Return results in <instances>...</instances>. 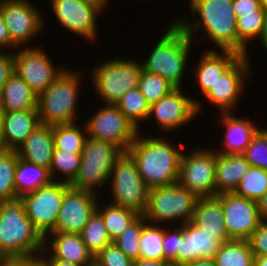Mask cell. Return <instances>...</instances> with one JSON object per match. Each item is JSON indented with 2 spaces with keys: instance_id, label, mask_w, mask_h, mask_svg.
<instances>
[{
  "instance_id": "f907efd6",
  "label": "cell",
  "mask_w": 267,
  "mask_h": 266,
  "mask_svg": "<svg viewBox=\"0 0 267 266\" xmlns=\"http://www.w3.org/2000/svg\"><path fill=\"white\" fill-rule=\"evenodd\" d=\"M167 261H159L152 259H137L133 261V266H168Z\"/></svg>"
},
{
  "instance_id": "6da1fadb",
  "label": "cell",
  "mask_w": 267,
  "mask_h": 266,
  "mask_svg": "<svg viewBox=\"0 0 267 266\" xmlns=\"http://www.w3.org/2000/svg\"><path fill=\"white\" fill-rule=\"evenodd\" d=\"M192 18L198 15L193 23L185 18L175 19L187 36L194 40L197 31L204 30V40L209 39L221 51L238 52L237 17L233 9V0H190Z\"/></svg>"
},
{
  "instance_id": "7dc6e473",
  "label": "cell",
  "mask_w": 267,
  "mask_h": 266,
  "mask_svg": "<svg viewBox=\"0 0 267 266\" xmlns=\"http://www.w3.org/2000/svg\"><path fill=\"white\" fill-rule=\"evenodd\" d=\"M262 5V0H233V9L237 18L242 14L254 13Z\"/></svg>"
},
{
  "instance_id": "94428289",
  "label": "cell",
  "mask_w": 267,
  "mask_h": 266,
  "mask_svg": "<svg viewBox=\"0 0 267 266\" xmlns=\"http://www.w3.org/2000/svg\"><path fill=\"white\" fill-rule=\"evenodd\" d=\"M262 4L267 8V0H262Z\"/></svg>"
},
{
  "instance_id": "8d00e7d4",
  "label": "cell",
  "mask_w": 267,
  "mask_h": 266,
  "mask_svg": "<svg viewBox=\"0 0 267 266\" xmlns=\"http://www.w3.org/2000/svg\"><path fill=\"white\" fill-rule=\"evenodd\" d=\"M81 154L82 153H70L60 149H54L50 166V174L53 181L60 182V180L57 178L55 179V177H57V174H62L63 177H65L62 179V182L71 184L78 174Z\"/></svg>"
},
{
  "instance_id": "ee69618b",
  "label": "cell",
  "mask_w": 267,
  "mask_h": 266,
  "mask_svg": "<svg viewBox=\"0 0 267 266\" xmlns=\"http://www.w3.org/2000/svg\"><path fill=\"white\" fill-rule=\"evenodd\" d=\"M170 229L169 226L163 229V250L164 261L169 264L176 265V252L179 241L182 237V225L178 223V228ZM171 230V231H170Z\"/></svg>"
},
{
  "instance_id": "f1b7e54d",
  "label": "cell",
  "mask_w": 267,
  "mask_h": 266,
  "mask_svg": "<svg viewBox=\"0 0 267 266\" xmlns=\"http://www.w3.org/2000/svg\"><path fill=\"white\" fill-rule=\"evenodd\" d=\"M5 112L37 109V95L15 72L2 91Z\"/></svg>"
},
{
  "instance_id": "d6a6232c",
  "label": "cell",
  "mask_w": 267,
  "mask_h": 266,
  "mask_svg": "<svg viewBox=\"0 0 267 266\" xmlns=\"http://www.w3.org/2000/svg\"><path fill=\"white\" fill-rule=\"evenodd\" d=\"M53 138L54 149L70 153H82L87 139V130L85 124H83L82 128L76 123L54 125Z\"/></svg>"
},
{
  "instance_id": "e0dca14e",
  "label": "cell",
  "mask_w": 267,
  "mask_h": 266,
  "mask_svg": "<svg viewBox=\"0 0 267 266\" xmlns=\"http://www.w3.org/2000/svg\"><path fill=\"white\" fill-rule=\"evenodd\" d=\"M249 59V56H241L203 95L217 108L218 114L233 113L231 110L236 107L240 96L243 95L245 81L250 80L253 74L250 66L252 62Z\"/></svg>"
},
{
  "instance_id": "b9f144b4",
  "label": "cell",
  "mask_w": 267,
  "mask_h": 266,
  "mask_svg": "<svg viewBox=\"0 0 267 266\" xmlns=\"http://www.w3.org/2000/svg\"><path fill=\"white\" fill-rule=\"evenodd\" d=\"M243 155L251 167L261 168L267 172V128L264 127L256 133Z\"/></svg>"
},
{
  "instance_id": "5bb4252c",
  "label": "cell",
  "mask_w": 267,
  "mask_h": 266,
  "mask_svg": "<svg viewBox=\"0 0 267 266\" xmlns=\"http://www.w3.org/2000/svg\"><path fill=\"white\" fill-rule=\"evenodd\" d=\"M0 13L18 48L41 35L45 27L43 14L31 0H0Z\"/></svg>"
},
{
  "instance_id": "db71d44e",
  "label": "cell",
  "mask_w": 267,
  "mask_h": 266,
  "mask_svg": "<svg viewBox=\"0 0 267 266\" xmlns=\"http://www.w3.org/2000/svg\"><path fill=\"white\" fill-rule=\"evenodd\" d=\"M0 266H25V259H0Z\"/></svg>"
},
{
  "instance_id": "ba28073f",
  "label": "cell",
  "mask_w": 267,
  "mask_h": 266,
  "mask_svg": "<svg viewBox=\"0 0 267 266\" xmlns=\"http://www.w3.org/2000/svg\"><path fill=\"white\" fill-rule=\"evenodd\" d=\"M142 63L114 57L93 68L92 86L104 104H116L129 90L138 87Z\"/></svg>"
},
{
  "instance_id": "7a4b0ae2",
  "label": "cell",
  "mask_w": 267,
  "mask_h": 266,
  "mask_svg": "<svg viewBox=\"0 0 267 266\" xmlns=\"http://www.w3.org/2000/svg\"><path fill=\"white\" fill-rule=\"evenodd\" d=\"M149 136L138 133L127 150L135 160L142 180L149 189L178 183L183 151L164 136Z\"/></svg>"
},
{
  "instance_id": "f35d334b",
  "label": "cell",
  "mask_w": 267,
  "mask_h": 266,
  "mask_svg": "<svg viewBox=\"0 0 267 266\" xmlns=\"http://www.w3.org/2000/svg\"><path fill=\"white\" fill-rule=\"evenodd\" d=\"M18 157L17 151L0 152V202L17 198L14 176Z\"/></svg>"
},
{
  "instance_id": "836d02e7",
  "label": "cell",
  "mask_w": 267,
  "mask_h": 266,
  "mask_svg": "<svg viewBox=\"0 0 267 266\" xmlns=\"http://www.w3.org/2000/svg\"><path fill=\"white\" fill-rule=\"evenodd\" d=\"M87 250L95 257L112 243L101 215L95 211L80 233Z\"/></svg>"
},
{
  "instance_id": "c3c4849f",
  "label": "cell",
  "mask_w": 267,
  "mask_h": 266,
  "mask_svg": "<svg viewBox=\"0 0 267 266\" xmlns=\"http://www.w3.org/2000/svg\"><path fill=\"white\" fill-rule=\"evenodd\" d=\"M18 47L11 41L9 30L0 13V51L16 50ZM9 49V50H8Z\"/></svg>"
},
{
  "instance_id": "bcb514c9",
  "label": "cell",
  "mask_w": 267,
  "mask_h": 266,
  "mask_svg": "<svg viewBox=\"0 0 267 266\" xmlns=\"http://www.w3.org/2000/svg\"><path fill=\"white\" fill-rule=\"evenodd\" d=\"M15 71L14 51H0V93Z\"/></svg>"
},
{
  "instance_id": "484cf974",
  "label": "cell",
  "mask_w": 267,
  "mask_h": 266,
  "mask_svg": "<svg viewBox=\"0 0 267 266\" xmlns=\"http://www.w3.org/2000/svg\"><path fill=\"white\" fill-rule=\"evenodd\" d=\"M251 167L243 154H220L216 152V196L233 193L244 173Z\"/></svg>"
},
{
  "instance_id": "52a82bcc",
  "label": "cell",
  "mask_w": 267,
  "mask_h": 266,
  "mask_svg": "<svg viewBox=\"0 0 267 266\" xmlns=\"http://www.w3.org/2000/svg\"><path fill=\"white\" fill-rule=\"evenodd\" d=\"M199 198L179 183L149 189L148 205L143 216L147 222L159 224L192 221Z\"/></svg>"
},
{
  "instance_id": "680465c9",
  "label": "cell",
  "mask_w": 267,
  "mask_h": 266,
  "mask_svg": "<svg viewBox=\"0 0 267 266\" xmlns=\"http://www.w3.org/2000/svg\"><path fill=\"white\" fill-rule=\"evenodd\" d=\"M6 150L3 140V129H2V119L0 117V152Z\"/></svg>"
},
{
  "instance_id": "44dd1931",
  "label": "cell",
  "mask_w": 267,
  "mask_h": 266,
  "mask_svg": "<svg viewBox=\"0 0 267 266\" xmlns=\"http://www.w3.org/2000/svg\"><path fill=\"white\" fill-rule=\"evenodd\" d=\"M40 259L63 260L83 266L94 265V257L87 250L79 233H49L44 237Z\"/></svg>"
},
{
  "instance_id": "5b68a950",
  "label": "cell",
  "mask_w": 267,
  "mask_h": 266,
  "mask_svg": "<svg viewBox=\"0 0 267 266\" xmlns=\"http://www.w3.org/2000/svg\"><path fill=\"white\" fill-rule=\"evenodd\" d=\"M79 71L65 69L41 94L37 96V111L44 125L76 123L78 94L82 86Z\"/></svg>"
},
{
  "instance_id": "ac0fdd59",
  "label": "cell",
  "mask_w": 267,
  "mask_h": 266,
  "mask_svg": "<svg viewBox=\"0 0 267 266\" xmlns=\"http://www.w3.org/2000/svg\"><path fill=\"white\" fill-rule=\"evenodd\" d=\"M222 204L226 233L230 240H248L262 222L257 202L233 193L216 196Z\"/></svg>"
},
{
  "instance_id": "ffe728a7",
  "label": "cell",
  "mask_w": 267,
  "mask_h": 266,
  "mask_svg": "<svg viewBox=\"0 0 267 266\" xmlns=\"http://www.w3.org/2000/svg\"><path fill=\"white\" fill-rule=\"evenodd\" d=\"M227 234L204 233L192 221L182 224V237L176 252V265L184 266L198 259L214 258Z\"/></svg>"
},
{
  "instance_id": "603a6c76",
  "label": "cell",
  "mask_w": 267,
  "mask_h": 266,
  "mask_svg": "<svg viewBox=\"0 0 267 266\" xmlns=\"http://www.w3.org/2000/svg\"><path fill=\"white\" fill-rule=\"evenodd\" d=\"M217 51L213 49L203 52L194 68L193 78H196L202 95L242 56L236 51Z\"/></svg>"
},
{
  "instance_id": "4316f807",
  "label": "cell",
  "mask_w": 267,
  "mask_h": 266,
  "mask_svg": "<svg viewBox=\"0 0 267 266\" xmlns=\"http://www.w3.org/2000/svg\"><path fill=\"white\" fill-rule=\"evenodd\" d=\"M52 182L50 169L32 164L18 157L14 176L16 197L21 198Z\"/></svg>"
},
{
  "instance_id": "2e32d148",
  "label": "cell",
  "mask_w": 267,
  "mask_h": 266,
  "mask_svg": "<svg viewBox=\"0 0 267 266\" xmlns=\"http://www.w3.org/2000/svg\"><path fill=\"white\" fill-rule=\"evenodd\" d=\"M18 50V52H17ZM15 73L21 77L38 96L64 70L65 67H56L41 46H26L14 52Z\"/></svg>"
},
{
  "instance_id": "91938a15",
  "label": "cell",
  "mask_w": 267,
  "mask_h": 266,
  "mask_svg": "<svg viewBox=\"0 0 267 266\" xmlns=\"http://www.w3.org/2000/svg\"><path fill=\"white\" fill-rule=\"evenodd\" d=\"M5 113V104L2 93H0V117Z\"/></svg>"
},
{
  "instance_id": "e575fe53",
  "label": "cell",
  "mask_w": 267,
  "mask_h": 266,
  "mask_svg": "<svg viewBox=\"0 0 267 266\" xmlns=\"http://www.w3.org/2000/svg\"><path fill=\"white\" fill-rule=\"evenodd\" d=\"M139 130V122L147 121L150 105L137 87L126 92L115 104Z\"/></svg>"
},
{
  "instance_id": "30bf717a",
  "label": "cell",
  "mask_w": 267,
  "mask_h": 266,
  "mask_svg": "<svg viewBox=\"0 0 267 266\" xmlns=\"http://www.w3.org/2000/svg\"><path fill=\"white\" fill-rule=\"evenodd\" d=\"M216 151L194 147L182 152L178 183L198 198L216 197L215 186Z\"/></svg>"
},
{
  "instance_id": "f6af8a7d",
  "label": "cell",
  "mask_w": 267,
  "mask_h": 266,
  "mask_svg": "<svg viewBox=\"0 0 267 266\" xmlns=\"http://www.w3.org/2000/svg\"><path fill=\"white\" fill-rule=\"evenodd\" d=\"M248 241L254 257L267 256V222H261Z\"/></svg>"
},
{
  "instance_id": "7402d4cb",
  "label": "cell",
  "mask_w": 267,
  "mask_h": 266,
  "mask_svg": "<svg viewBox=\"0 0 267 266\" xmlns=\"http://www.w3.org/2000/svg\"><path fill=\"white\" fill-rule=\"evenodd\" d=\"M218 119L225 127L222 148L215 151L220 154H243L252 138L261 129L248 118H239L233 113H220Z\"/></svg>"
},
{
  "instance_id": "4dcf8cb0",
  "label": "cell",
  "mask_w": 267,
  "mask_h": 266,
  "mask_svg": "<svg viewBox=\"0 0 267 266\" xmlns=\"http://www.w3.org/2000/svg\"><path fill=\"white\" fill-rule=\"evenodd\" d=\"M99 205L98 203L96 211L103 218L112 242L140 216L136 211L112 203L105 204L102 208Z\"/></svg>"
},
{
  "instance_id": "83f0119b",
  "label": "cell",
  "mask_w": 267,
  "mask_h": 266,
  "mask_svg": "<svg viewBox=\"0 0 267 266\" xmlns=\"http://www.w3.org/2000/svg\"><path fill=\"white\" fill-rule=\"evenodd\" d=\"M192 222L204 233L227 234L222 204L217 197L199 198Z\"/></svg>"
},
{
  "instance_id": "11a10c76",
  "label": "cell",
  "mask_w": 267,
  "mask_h": 266,
  "mask_svg": "<svg viewBox=\"0 0 267 266\" xmlns=\"http://www.w3.org/2000/svg\"><path fill=\"white\" fill-rule=\"evenodd\" d=\"M258 40L261 43V47L267 51V13H266V19L263 25V29Z\"/></svg>"
},
{
  "instance_id": "60d3db41",
  "label": "cell",
  "mask_w": 267,
  "mask_h": 266,
  "mask_svg": "<svg viewBox=\"0 0 267 266\" xmlns=\"http://www.w3.org/2000/svg\"><path fill=\"white\" fill-rule=\"evenodd\" d=\"M147 222L143 215H140L128 228L118 236L113 243L132 261L139 259L140 238L143 226Z\"/></svg>"
},
{
  "instance_id": "74e56055",
  "label": "cell",
  "mask_w": 267,
  "mask_h": 266,
  "mask_svg": "<svg viewBox=\"0 0 267 266\" xmlns=\"http://www.w3.org/2000/svg\"><path fill=\"white\" fill-rule=\"evenodd\" d=\"M267 191V172L250 167L244 173L234 193L257 202Z\"/></svg>"
},
{
  "instance_id": "9f6ffc18",
  "label": "cell",
  "mask_w": 267,
  "mask_h": 266,
  "mask_svg": "<svg viewBox=\"0 0 267 266\" xmlns=\"http://www.w3.org/2000/svg\"><path fill=\"white\" fill-rule=\"evenodd\" d=\"M25 266H46L41 259L27 258L25 259Z\"/></svg>"
},
{
  "instance_id": "816d5d0a",
  "label": "cell",
  "mask_w": 267,
  "mask_h": 266,
  "mask_svg": "<svg viewBox=\"0 0 267 266\" xmlns=\"http://www.w3.org/2000/svg\"><path fill=\"white\" fill-rule=\"evenodd\" d=\"M46 266H83L77 263L67 262L63 260H42Z\"/></svg>"
},
{
  "instance_id": "4fadbf2b",
  "label": "cell",
  "mask_w": 267,
  "mask_h": 266,
  "mask_svg": "<svg viewBox=\"0 0 267 266\" xmlns=\"http://www.w3.org/2000/svg\"><path fill=\"white\" fill-rule=\"evenodd\" d=\"M69 188L70 184L53 181L21 197L26 216L43 238L54 232L62 201Z\"/></svg>"
},
{
  "instance_id": "6f0895ef",
  "label": "cell",
  "mask_w": 267,
  "mask_h": 266,
  "mask_svg": "<svg viewBox=\"0 0 267 266\" xmlns=\"http://www.w3.org/2000/svg\"><path fill=\"white\" fill-rule=\"evenodd\" d=\"M253 266H267V256L255 257Z\"/></svg>"
},
{
  "instance_id": "277c9868",
  "label": "cell",
  "mask_w": 267,
  "mask_h": 266,
  "mask_svg": "<svg viewBox=\"0 0 267 266\" xmlns=\"http://www.w3.org/2000/svg\"><path fill=\"white\" fill-rule=\"evenodd\" d=\"M167 30L158 38L157 43L147 59L142 62V68L166 79L175 88H182V80L189 59L191 40L184 30L173 19Z\"/></svg>"
},
{
  "instance_id": "d4e9b609",
  "label": "cell",
  "mask_w": 267,
  "mask_h": 266,
  "mask_svg": "<svg viewBox=\"0 0 267 266\" xmlns=\"http://www.w3.org/2000/svg\"><path fill=\"white\" fill-rule=\"evenodd\" d=\"M54 148L53 126L41 123L16 151L19 158L50 169Z\"/></svg>"
},
{
  "instance_id": "d6986e66",
  "label": "cell",
  "mask_w": 267,
  "mask_h": 266,
  "mask_svg": "<svg viewBox=\"0 0 267 266\" xmlns=\"http://www.w3.org/2000/svg\"><path fill=\"white\" fill-rule=\"evenodd\" d=\"M97 194L70 187L64 196L54 232L81 233L96 211Z\"/></svg>"
},
{
  "instance_id": "8fae6325",
  "label": "cell",
  "mask_w": 267,
  "mask_h": 266,
  "mask_svg": "<svg viewBox=\"0 0 267 266\" xmlns=\"http://www.w3.org/2000/svg\"><path fill=\"white\" fill-rule=\"evenodd\" d=\"M53 14L67 31L85 40H97V19L109 0H49Z\"/></svg>"
},
{
  "instance_id": "ab89813d",
  "label": "cell",
  "mask_w": 267,
  "mask_h": 266,
  "mask_svg": "<svg viewBox=\"0 0 267 266\" xmlns=\"http://www.w3.org/2000/svg\"><path fill=\"white\" fill-rule=\"evenodd\" d=\"M138 88L146 98V101L149 105L154 104L162 97L167 96L174 89H176L163 77L145 71L144 69H142L140 74Z\"/></svg>"
},
{
  "instance_id": "f5cc1de1",
  "label": "cell",
  "mask_w": 267,
  "mask_h": 266,
  "mask_svg": "<svg viewBox=\"0 0 267 266\" xmlns=\"http://www.w3.org/2000/svg\"><path fill=\"white\" fill-rule=\"evenodd\" d=\"M184 266H216L214 258L198 259Z\"/></svg>"
},
{
  "instance_id": "3957f363",
  "label": "cell",
  "mask_w": 267,
  "mask_h": 266,
  "mask_svg": "<svg viewBox=\"0 0 267 266\" xmlns=\"http://www.w3.org/2000/svg\"><path fill=\"white\" fill-rule=\"evenodd\" d=\"M43 241L21 198L0 202V259H40Z\"/></svg>"
},
{
  "instance_id": "d590c367",
  "label": "cell",
  "mask_w": 267,
  "mask_h": 266,
  "mask_svg": "<svg viewBox=\"0 0 267 266\" xmlns=\"http://www.w3.org/2000/svg\"><path fill=\"white\" fill-rule=\"evenodd\" d=\"M158 224L146 222L141 233L140 259L164 261L163 228Z\"/></svg>"
},
{
  "instance_id": "7c38bea8",
  "label": "cell",
  "mask_w": 267,
  "mask_h": 266,
  "mask_svg": "<svg viewBox=\"0 0 267 266\" xmlns=\"http://www.w3.org/2000/svg\"><path fill=\"white\" fill-rule=\"evenodd\" d=\"M85 127L87 137L111 142L125 152L141 131L114 104H103L85 122Z\"/></svg>"
},
{
  "instance_id": "8992f818",
  "label": "cell",
  "mask_w": 267,
  "mask_h": 266,
  "mask_svg": "<svg viewBox=\"0 0 267 266\" xmlns=\"http://www.w3.org/2000/svg\"><path fill=\"white\" fill-rule=\"evenodd\" d=\"M125 151L108 141L87 137L81 154L79 171L70 187L98 193L96 188L109 182V176Z\"/></svg>"
},
{
  "instance_id": "f546056e",
  "label": "cell",
  "mask_w": 267,
  "mask_h": 266,
  "mask_svg": "<svg viewBox=\"0 0 267 266\" xmlns=\"http://www.w3.org/2000/svg\"><path fill=\"white\" fill-rule=\"evenodd\" d=\"M267 8L262 5L254 13L242 14L237 18L238 53L248 56V44L252 39H258L266 19ZM249 42V43H248Z\"/></svg>"
},
{
  "instance_id": "cb8c5ba5",
  "label": "cell",
  "mask_w": 267,
  "mask_h": 266,
  "mask_svg": "<svg viewBox=\"0 0 267 266\" xmlns=\"http://www.w3.org/2000/svg\"><path fill=\"white\" fill-rule=\"evenodd\" d=\"M1 119L5 149L13 151L41 124L37 109L5 112Z\"/></svg>"
},
{
  "instance_id": "7bdbcfd3",
  "label": "cell",
  "mask_w": 267,
  "mask_h": 266,
  "mask_svg": "<svg viewBox=\"0 0 267 266\" xmlns=\"http://www.w3.org/2000/svg\"><path fill=\"white\" fill-rule=\"evenodd\" d=\"M94 265L133 266V261L112 242L94 257Z\"/></svg>"
},
{
  "instance_id": "9c48e42d",
  "label": "cell",
  "mask_w": 267,
  "mask_h": 266,
  "mask_svg": "<svg viewBox=\"0 0 267 266\" xmlns=\"http://www.w3.org/2000/svg\"><path fill=\"white\" fill-rule=\"evenodd\" d=\"M114 205L143 215L148 205L149 188L142 180L137 164L128 152H124L109 176Z\"/></svg>"
},
{
  "instance_id": "9a60e30c",
  "label": "cell",
  "mask_w": 267,
  "mask_h": 266,
  "mask_svg": "<svg viewBox=\"0 0 267 266\" xmlns=\"http://www.w3.org/2000/svg\"><path fill=\"white\" fill-rule=\"evenodd\" d=\"M182 89H174L149 107L147 120L153 118L159 127L157 129L164 133L186 126L202 113V104L194 97L186 96Z\"/></svg>"
},
{
  "instance_id": "681fc988",
  "label": "cell",
  "mask_w": 267,
  "mask_h": 266,
  "mask_svg": "<svg viewBox=\"0 0 267 266\" xmlns=\"http://www.w3.org/2000/svg\"><path fill=\"white\" fill-rule=\"evenodd\" d=\"M258 213L262 222H267V191L257 201Z\"/></svg>"
},
{
  "instance_id": "1f68e13d",
  "label": "cell",
  "mask_w": 267,
  "mask_h": 266,
  "mask_svg": "<svg viewBox=\"0 0 267 266\" xmlns=\"http://www.w3.org/2000/svg\"><path fill=\"white\" fill-rule=\"evenodd\" d=\"M254 258L248 240L223 243L214 256L216 266H253Z\"/></svg>"
}]
</instances>
